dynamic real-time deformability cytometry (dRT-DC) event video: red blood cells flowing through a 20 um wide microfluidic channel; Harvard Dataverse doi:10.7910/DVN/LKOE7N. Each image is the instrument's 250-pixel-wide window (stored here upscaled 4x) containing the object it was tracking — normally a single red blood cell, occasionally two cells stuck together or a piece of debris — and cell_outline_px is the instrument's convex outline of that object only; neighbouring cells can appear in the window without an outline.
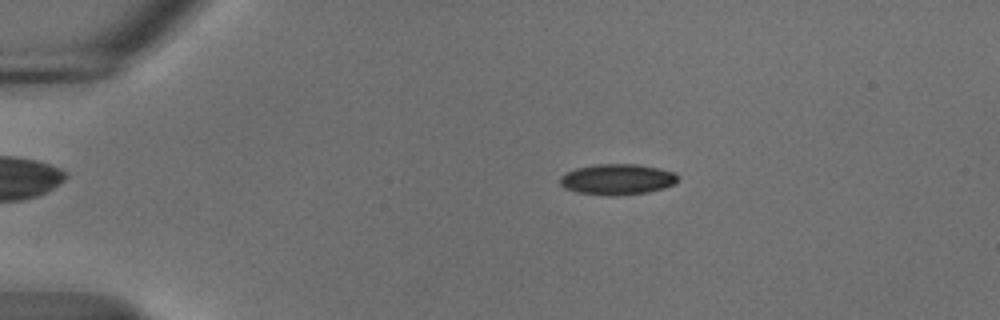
{"species": "common noctule bat (a hibernating species)", "species_latin": "Nyctalus noctula", "temperature_condition": "cold", "stored_images_in_passage": 55, "camera_frame_rate_fps": 3000, "um_per_image_px": 0.085, "animal": {"sex": "male", "body_mass_g": 18.8}, "frame": {"image": 1, "passage_image": 11, "time_ms": 3.333, "image_size_px": [1000, 320], "cell_outline_px": [[676, 184], [664, 188], [648, 192], [616, 196], [612, 196], [576, 192], [564, 188], [560, 184], [560, 176], [564, 172], [576, 168], [596, 164], [636, 164], [660, 168], [676, 172]], "centroid_in_image_um": [52.45, 15.24], "position_along_channel_um": 32.5, "area_um2": 21.33}}
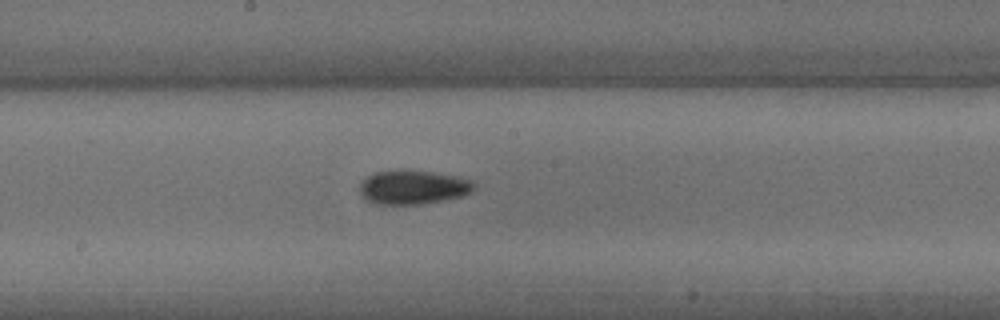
{"frame": {"image": 2, "passage_image": 30, "time_ms": 9.667, "image_size_px": [1000, 320], "cell_outline_px": [[476, 188], [472, 192], [460, 196], [444, 200], [420, 204], [376, 204], [364, 200], [360, 196], [360, 184], [368, 176], [376, 172], [400, 168], [404, 168], [432, 172], [456, 176], [472, 180], [476, 184]], "centroid_in_image_um": [35.1, 15.9], "position_along_channel_um": 213.1, "area_um2": 23.12}}
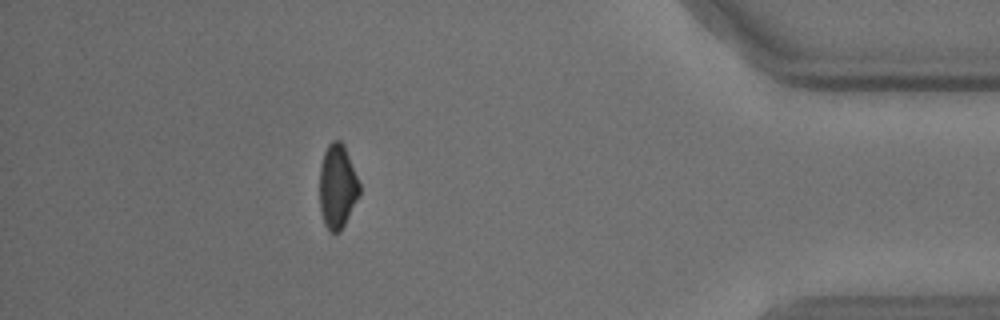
{"frame": {"image": 3, "passage_image": 49, "time_ms": 16.0, "image_size_px": [1000, 320], "cell_outline_px": [[360, 192], [344, 224], [336, 232], [328, 232], [324, 224], [320, 208], [320, 168], [324, 152], [328, 144], [332, 140], [340, 140], [344, 144], [360, 184]], "centroid_in_image_um": [28.66, 15.81], "position_along_channel_um": 406.5, "area_um2": 19.31}, "authors_computed_cell_mechanics": {"area_um2": 21.097, "velocity_mm_per_s": 3.7044, "shape_relaxation_time_tau1_ms": 5.3609, "shape_relaxation_time_tau2_ms": 5.2303, "deformation_change_tau1": 0.1174, "deformation_change_tau2": 0.0911}}